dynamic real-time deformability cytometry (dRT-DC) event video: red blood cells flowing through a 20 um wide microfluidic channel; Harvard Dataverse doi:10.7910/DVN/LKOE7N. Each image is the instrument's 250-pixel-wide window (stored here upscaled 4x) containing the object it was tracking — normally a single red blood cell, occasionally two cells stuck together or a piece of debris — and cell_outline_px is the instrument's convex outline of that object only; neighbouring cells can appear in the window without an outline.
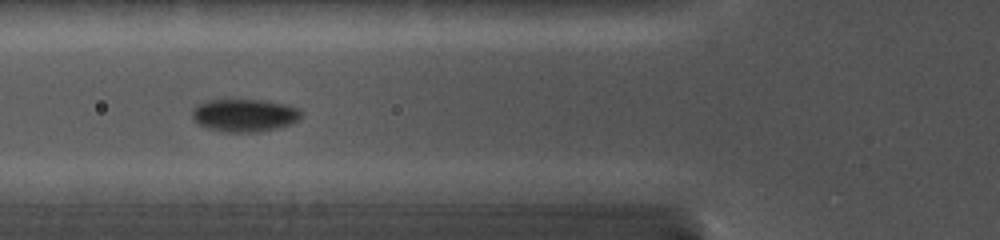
{"species": "common noctule bat (a hibernating species)", "species_latin": "Nyctalus noctula", "temperature_condition": "cold", "stored_images_in_passage": 4, "camera_frame_rate_fps": 5000, "um_per_image_px": 0.085, "animal": {"sex": "female", "body_mass_g": 19.0, "forearm_length_mm": 56.7}, "frame": {"image": 1, "passage_image": 3, "time_ms": 2.4, "image_size_px": [1000, 240], "cell_outline_px": [[304, 116], [292, 124], [280, 128], [256, 132], [224, 132], [208, 128], [192, 120], [192, 108], [204, 100], [260, 100], [284, 104], [300, 108]], "centroid_in_image_um": [20.8, 9.8], "position_along_channel_um": 105.0, "area_um2": 21.1}}
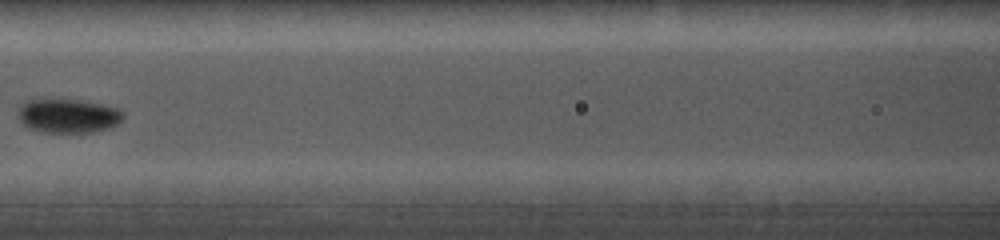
{"frame": {"image": 2, "passage_image": 4, "time_ms": 3.8, "image_size_px": [1000, 240], "cell_outline_px": [[124, 116], [116, 124], [108, 128], [92, 132], [40, 132], [28, 128], [20, 120], [20, 104], [24, 100], [36, 96], [60, 96], [120, 108], [124, 112]], "centroid_in_image_um": [5.72, 9.77], "position_along_channel_um": 160.9, "area_um2": 21.79}}